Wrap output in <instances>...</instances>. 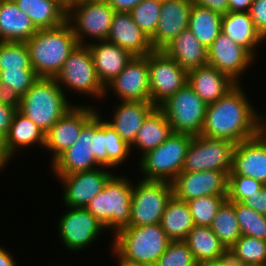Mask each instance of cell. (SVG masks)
Masks as SVG:
<instances>
[{
    "mask_svg": "<svg viewBox=\"0 0 266 266\" xmlns=\"http://www.w3.org/2000/svg\"><path fill=\"white\" fill-rule=\"evenodd\" d=\"M116 12H130L143 0H105Z\"/></svg>",
    "mask_w": 266,
    "mask_h": 266,
    "instance_id": "obj_51",
    "label": "cell"
},
{
    "mask_svg": "<svg viewBox=\"0 0 266 266\" xmlns=\"http://www.w3.org/2000/svg\"><path fill=\"white\" fill-rule=\"evenodd\" d=\"M173 133L163 110L156 106L145 118L139 128L134 143L130 146L141 150V155L157 148Z\"/></svg>",
    "mask_w": 266,
    "mask_h": 266,
    "instance_id": "obj_30",
    "label": "cell"
},
{
    "mask_svg": "<svg viewBox=\"0 0 266 266\" xmlns=\"http://www.w3.org/2000/svg\"><path fill=\"white\" fill-rule=\"evenodd\" d=\"M96 113L81 129L74 144L61 153L52 163L55 175L74 174L107 167V121Z\"/></svg>",
    "mask_w": 266,
    "mask_h": 266,
    "instance_id": "obj_2",
    "label": "cell"
},
{
    "mask_svg": "<svg viewBox=\"0 0 266 266\" xmlns=\"http://www.w3.org/2000/svg\"><path fill=\"white\" fill-rule=\"evenodd\" d=\"M106 168L102 166L90 171L56 175L60 182L64 184L63 201L66 207L85 208L89 201L103 190L107 181L114 175L109 170L106 171Z\"/></svg>",
    "mask_w": 266,
    "mask_h": 266,
    "instance_id": "obj_19",
    "label": "cell"
},
{
    "mask_svg": "<svg viewBox=\"0 0 266 266\" xmlns=\"http://www.w3.org/2000/svg\"><path fill=\"white\" fill-rule=\"evenodd\" d=\"M222 266H243L241 258L235 253L231 247L225 248L218 257Z\"/></svg>",
    "mask_w": 266,
    "mask_h": 266,
    "instance_id": "obj_50",
    "label": "cell"
},
{
    "mask_svg": "<svg viewBox=\"0 0 266 266\" xmlns=\"http://www.w3.org/2000/svg\"><path fill=\"white\" fill-rule=\"evenodd\" d=\"M191 0L162 1L159 22L150 39L154 50H163L183 30L188 28Z\"/></svg>",
    "mask_w": 266,
    "mask_h": 266,
    "instance_id": "obj_21",
    "label": "cell"
},
{
    "mask_svg": "<svg viewBox=\"0 0 266 266\" xmlns=\"http://www.w3.org/2000/svg\"><path fill=\"white\" fill-rule=\"evenodd\" d=\"M31 65L39 77L55 78L65 60L78 45L71 24L39 29L26 42Z\"/></svg>",
    "mask_w": 266,
    "mask_h": 266,
    "instance_id": "obj_3",
    "label": "cell"
},
{
    "mask_svg": "<svg viewBox=\"0 0 266 266\" xmlns=\"http://www.w3.org/2000/svg\"><path fill=\"white\" fill-rule=\"evenodd\" d=\"M163 51L187 72L208 65L206 47L201 44L189 28L183 30Z\"/></svg>",
    "mask_w": 266,
    "mask_h": 266,
    "instance_id": "obj_27",
    "label": "cell"
},
{
    "mask_svg": "<svg viewBox=\"0 0 266 266\" xmlns=\"http://www.w3.org/2000/svg\"><path fill=\"white\" fill-rule=\"evenodd\" d=\"M197 262L217 260L225 249L209 226H194L183 240Z\"/></svg>",
    "mask_w": 266,
    "mask_h": 266,
    "instance_id": "obj_34",
    "label": "cell"
},
{
    "mask_svg": "<svg viewBox=\"0 0 266 266\" xmlns=\"http://www.w3.org/2000/svg\"><path fill=\"white\" fill-rule=\"evenodd\" d=\"M65 95L55 78L39 77L21 97L18 111L46 133L74 106Z\"/></svg>",
    "mask_w": 266,
    "mask_h": 266,
    "instance_id": "obj_5",
    "label": "cell"
},
{
    "mask_svg": "<svg viewBox=\"0 0 266 266\" xmlns=\"http://www.w3.org/2000/svg\"><path fill=\"white\" fill-rule=\"evenodd\" d=\"M39 79L33 68L0 70V82L14 89L21 97Z\"/></svg>",
    "mask_w": 266,
    "mask_h": 266,
    "instance_id": "obj_43",
    "label": "cell"
},
{
    "mask_svg": "<svg viewBox=\"0 0 266 266\" xmlns=\"http://www.w3.org/2000/svg\"><path fill=\"white\" fill-rule=\"evenodd\" d=\"M196 266H222L219 260L197 262Z\"/></svg>",
    "mask_w": 266,
    "mask_h": 266,
    "instance_id": "obj_56",
    "label": "cell"
},
{
    "mask_svg": "<svg viewBox=\"0 0 266 266\" xmlns=\"http://www.w3.org/2000/svg\"><path fill=\"white\" fill-rule=\"evenodd\" d=\"M240 85L207 105L201 135L238 144L261 132L262 113L255 110Z\"/></svg>",
    "mask_w": 266,
    "mask_h": 266,
    "instance_id": "obj_1",
    "label": "cell"
},
{
    "mask_svg": "<svg viewBox=\"0 0 266 266\" xmlns=\"http://www.w3.org/2000/svg\"><path fill=\"white\" fill-rule=\"evenodd\" d=\"M37 29L14 0H0V41L26 42Z\"/></svg>",
    "mask_w": 266,
    "mask_h": 266,
    "instance_id": "obj_26",
    "label": "cell"
},
{
    "mask_svg": "<svg viewBox=\"0 0 266 266\" xmlns=\"http://www.w3.org/2000/svg\"><path fill=\"white\" fill-rule=\"evenodd\" d=\"M172 195L173 187L169 182L141 179L133 184L128 226L159 224Z\"/></svg>",
    "mask_w": 266,
    "mask_h": 266,
    "instance_id": "obj_11",
    "label": "cell"
},
{
    "mask_svg": "<svg viewBox=\"0 0 266 266\" xmlns=\"http://www.w3.org/2000/svg\"><path fill=\"white\" fill-rule=\"evenodd\" d=\"M253 0H229V12H249Z\"/></svg>",
    "mask_w": 266,
    "mask_h": 266,
    "instance_id": "obj_52",
    "label": "cell"
},
{
    "mask_svg": "<svg viewBox=\"0 0 266 266\" xmlns=\"http://www.w3.org/2000/svg\"><path fill=\"white\" fill-rule=\"evenodd\" d=\"M243 266H266V265L244 264Z\"/></svg>",
    "mask_w": 266,
    "mask_h": 266,
    "instance_id": "obj_59",
    "label": "cell"
},
{
    "mask_svg": "<svg viewBox=\"0 0 266 266\" xmlns=\"http://www.w3.org/2000/svg\"><path fill=\"white\" fill-rule=\"evenodd\" d=\"M188 84L208 105L222 98L237 83L215 67L205 65L188 72Z\"/></svg>",
    "mask_w": 266,
    "mask_h": 266,
    "instance_id": "obj_24",
    "label": "cell"
},
{
    "mask_svg": "<svg viewBox=\"0 0 266 266\" xmlns=\"http://www.w3.org/2000/svg\"><path fill=\"white\" fill-rule=\"evenodd\" d=\"M265 185L251 177L242 175H228L227 199L235 202H243L251 198L256 192L261 191Z\"/></svg>",
    "mask_w": 266,
    "mask_h": 266,
    "instance_id": "obj_42",
    "label": "cell"
},
{
    "mask_svg": "<svg viewBox=\"0 0 266 266\" xmlns=\"http://www.w3.org/2000/svg\"><path fill=\"white\" fill-rule=\"evenodd\" d=\"M11 160L5 153L3 148V142L0 141V170L7 166L8 161Z\"/></svg>",
    "mask_w": 266,
    "mask_h": 266,
    "instance_id": "obj_55",
    "label": "cell"
},
{
    "mask_svg": "<svg viewBox=\"0 0 266 266\" xmlns=\"http://www.w3.org/2000/svg\"><path fill=\"white\" fill-rule=\"evenodd\" d=\"M160 225L172 241L184 240L195 226L188 203L172 195L166 204Z\"/></svg>",
    "mask_w": 266,
    "mask_h": 266,
    "instance_id": "obj_32",
    "label": "cell"
},
{
    "mask_svg": "<svg viewBox=\"0 0 266 266\" xmlns=\"http://www.w3.org/2000/svg\"><path fill=\"white\" fill-rule=\"evenodd\" d=\"M106 41L133 56H147L154 51L150 38L134 23L129 12H115Z\"/></svg>",
    "mask_w": 266,
    "mask_h": 266,
    "instance_id": "obj_22",
    "label": "cell"
},
{
    "mask_svg": "<svg viewBox=\"0 0 266 266\" xmlns=\"http://www.w3.org/2000/svg\"><path fill=\"white\" fill-rule=\"evenodd\" d=\"M222 17L211 9L192 4L188 28L206 49L221 33Z\"/></svg>",
    "mask_w": 266,
    "mask_h": 266,
    "instance_id": "obj_33",
    "label": "cell"
},
{
    "mask_svg": "<svg viewBox=\"0 0 266 266\" xmlns=\"http://www.w3.org/2000/svg\"><path fill=\"white\" fill-rule=\"evenodd\" d=\"M242 203L256 212L266 215V185L261 191L256 192L254 196L245 199Z\"/></svg>",
    "mask_w": 266,
    "mask_h": 266,
    "instance_id": "obj_48",
    "label": "cell"
},
{
    "mask_svg": "<svg viewBox=\"0 0 266 266\" xmlns=\"http://www.w3.org/2000/svg\"><path fill=\"white\" fill-rule=\"evenodd\" d=\"M58 222L59 238L70 251L84 249L99 238L105 227L83 207H70Z\"/></svg>",
    "mask_w": 266,
    "mask_h": 266,
    "instance_id": "obj_14",
    "label": "cell"
},
{
    "mask_svg": "<svg viewBox=\"0 0 266 266\" xmlns=\"http://www.w3.org/2000/svg\"><path fill=\"white\" fill-rule=\"evenodd\" d=\"M110 247L122 258L154 266L172 241L159 224L127 226L115 235Z\"/></svg>",
    "mask_w": 266,
    "mask_h": 266,
    "instance_id": "obj_4",
    "label": "cell"
},
{
    "mask_svg": "<svg viewBox=\"0 0 266 266\" xmlns=\"http://www.w3.org/2000/svg\"><path fill=\"white\" fill-rule=\"evenodd\" d=\"M45 147V132L18 110L14 113L8 134L3 141L6 155L11 159L17 149L34 145Z\"/></svg>",
    "mask_w": 266,
    "mask_h": 266,
    "instance_id": "obj_28",
    "label": "cell"
},
{
    "mask_svg": "<svg viewBox=\"0 0 266 266\" xmlns=\"http://www.w3.org/2000/svg\"><path fill=\"white\" fill-rule=\"evenodd\" d=\"M227 196L207 195L187 201L196 226H210Z\"/></svg>",
    "mask_w": 266,
    "mask_h": 266,
    "instance_id": "obj_38",
    "label": "cell"
},
{
    "mask_svg": "<svg viewBox=\"0 0 266 266\" xmlns=\"http://www.w3.org/2000/svg\"><path fill=\"white\" fill-rule=\"evenodd\" d=\"M37 30L60 26L67 20V10L56 0H14Z\"/></svg>",
    "mask_w": 266,
    "mask_h": 266,
    "instance_id": "obj_31",
    "label": "cell"
},
{
    "mask_svg": "<svg viewBox=\"0 0 266 266\" xmlns=\"http://www.w3.org/2000/svg\"><path fill=\"white\" fill-rule=\"evenodd\" d=\"M115 12L105 0H77L67 11V21L78 44H88V36L91 42L107 40Z\"/></svg>",
    "mask_w": 266,
    "mask_h": 266,
    "instance_id": "obj_9",
    "label": "cell"
},
{
    "mask_svg": "<svg viewBox=\"0 0 266 266\" xmlns=\"http://www.w3.org/2000/svg\"><path fill=\"white\" fill-rule=\"evenodd\" d=\"M261 132L266 136V128H261Z\"/></svg>",
    "mask_w": 266,
    "mask_h": 266,
    "instance_id": "obj_60",
    "label": "cell"
},
{
    "mask_svg": "<svg viewBox=\"0 0 266 266\" xmlns=\"http://www.w3.org/2000/svg\"><path fill=\"white\" fill-rule=\"evenodd\" d=\"M133 182L124 175H113L102 191L86 205V209L115 235L130 221Z\"/></svg>",
    "mask_w": 266,
    "mask_h": 266,
    "instance_id": "obj_6",
    "label": "cell"
},
{
    "mask_svg": "<svg viewBox=\"0 0 266 266\" xmlns=\"http://www.w3.org/2000/svg\"><path fill=\"white\" fill-rule=\"evenodd\" d=\"M174 133L198 136L202 132L207 104L188 82L159 106Z\"/></svg>",
    "mask_w": 266,
    "mask_h": 266,
    "instance_id": "obj_10",
    "label": "cell"
},
{
    "mask_svg": "<svg viewBox=\"0 0 266 266\" xmlns=\"http://www.w3.org/2000/svg\"><path fill=\"white\" fill-rule=\"evenodd\" d=\"M32 68L25 42L0 41V70Z\"/></svg>",
    "mask_w": 266,
    "mask_h": 266,
    "instance_id": "obj_39",
    "label": "cell"
},
{
    "mask_svg": "<svg viewBox=\"0 0 266 266\" xmlns=\"http://www.w3.org/2000/svg\"><path fill=\"white\" fill-rule=\"evenodd\" d=\"M173 195L185 202L201 196H227L228 175L223 171H181L172 182Z\"/></svg>",
    "mask_w": 266,
    "mask_h": 266,
    "instance_id": "obj_16",
    "label": "cell"
},
{
    "mask_svg": "<svg viewBox=\"0 0 266 266\" xmlns=\"http://www.w3.org/2000/svg\"><path fill=\"white\" fill-rule=\"evenodd\" d=\"M234 209L242 235L266 240V215L256 212L242 202L234 201Z\"/></svg>",
    "mask_w": 266,
    "mask_h": 266,
    "instance_id": "obj_36",
    "label": "cell"
},
{
    "mask_svg": "<svg viewBox=\"0 0 266 266\" xmlns=\"http://www.w3.org/2000/svg\"><path fill=\"white\" fill-rule=\"evenodd\" d=\"M192 138L189 134L173 132L157 148L143 154L138 162L142 179L172 183L183 169Z\"/></svg>",
    "mask_w": 266,
    "mask_h": 266,
    "instance_id": "obj_7",
    "label": "cell"
},
{
    "mask_svg": "<svg viewBox=\"0 0 266 266\" xmlns=\"http://www.w3.org/2000/svg\"><path fill=\"white\" fill-rule=\"evenodd\" d=\"M120 101H150L149 67L147 56H133L122 72L105 86Z\"/></svg>",
    "mask_w": 266,
    "mask_h": 266,
    "instance_id": "obj_17",
    "label": "cell"
},
{
    "mask_svg": "<svg viewBox=\"0 0 266 266\" xmlns=\"http://www.w3.org/2000/svg\"><path fill=\"white\" fill-rule=\"evenodd\" d=\"M0 103L13 107L19 110L21 103V96L8 87V85L0 82Z\"/></svg>",
    "mask_w": 266,
    "mask_h": 266,
    "instance_id": "obj_47",
    "label": "cell"
},
{
    "mask_svg": "<svg viewBox=\"0 0 266 266\" xmlns=\"http://www.w3.org/2000/svg\"><path fill=\"white\" fill-rule=\"evenodd\" d=\"M98 79L105 87L117 77L133 55L106 40L88 43Z\"/></svg>",
    "mask_w": 266,
    "mask_h": 266,
    "instance_id": "obj_23",
    "label": "cell"
},
{
    "mask_svg": "<svg viewBox=\"0 0 266 266\" xmlns=\"http://www.w3.org/2000/svg\"><path fill=\"white\" fill-rule=\"evenodd\" d=\"M13 107L0 103V141L3 142L8 134L14 113Z\"/></svg>",
    "mask_w": 266,
    "mask_h": 266,
    "instance_id": "obj_46",
    "label": "cell"
},
{
    "mask_svg": "<svg viewBox=\"0 0 266 266\" xmlns=\"http://www.w3.org/2000/svg\"><path fill=\"white\" fill-rule=\"evenodd\" d=\"M228 175L251 177L266 185V136L262 132L235 145Z\"/></svg>",
    "mask_w": 266,
    "mask_h": 266,
    "instance_id": "obj_20",
    "label": "cell"
},
{
    "mask_svg": "<svg viewBox=\"0 0 266 266\" xmlns=\"http://www.w3.org/2000/svg\"><path fill=\"white\" fill-rule=\"evenodd\" d=\"M244 264L266 265V240L242 235L231 246Z\"/></svg>",
    "mask_w": 266,
    "mask_h": 266,
    "instance_id": "obj_40",
    "label": "cell"
},
{
    "mask_svg": "<svg viewBox=\"0 0 266 266\" xmlns=\"http://www.w3.org/2000/svg\"><path fill=\"white\" fill-rule=\"evenodd\" d=\"M208 65L229 76L237 84L239 78L256 59L246 48L233 42L222 31L207 49Z\"/></svg>",
    "mask_w": 266,
    "mask_h": 266,
    "instance_id": "obj_18",
    "label": "cell"
},
{
    "mask_svg": "<svg viewBox=\"0 0 266 266\" xmlns=\"http://www.w3.org/2000/svg\"><path fill=\"white\" fill-rule=\"evenodd\" d=\"M108 154V168L114 169L121 165L130 155V145H128L107 122V146L105 147ZM116 166V167H115Z\"/></svg>",
    "mask_w": 266,
    "mask_h": 266,
    "instance_id": "obj_44",
    "label": "cell"
},
{
    "mask_svg": "<svg viewBox=\"0 0 266 266\" xmlns=\"http://www.w3.org/2000/svg\"><path fill=\"white\" fill-rule=\"evenodd\" d=\"M13 256L9 254L2 246L0 247V266H16Z\"/></svg>",
    "mask_w": 266,
    "mask_h": 266,
    "instance_id": "obj_53",
    "label": "cell"
},
{
    "mask_svg": "<svg viewBox=\"0 0 266 266\" xmlns=\"http://www.w3.org/2000/svg\"><path fill=\"white\" fill-rule=\"evenodd\" d=\"M155 107L150 101H121L113 112V120L107 122L131 146L143 121Z\"/></svg>",
    "mask_w": 266,
    "mask_h": 266,
    "instance_id": "obj_25",
    "label": "cell"
},
{
    "mask_svg": "<svg viewBox=\"0 0 266 266\" xmlns=\"http://www.w3.org/2000/svg\"><path fill=\"white\" fill-rule=\"evenodd\" d=\"M111 250H112V253H114L118 259V266H146V265H142L140 263L128 261V260L122 258L113 248H111Z\"/></svg>",
    "mask_w": 266,
    "mask_h": 266,
    "instance_id": "obj_54",
    "label": "cell"
},
{
    "mask_svg": "<svg viewBox=\"0 0 266 266\" xmlns=\"http://www.w3.org/2000/svg\"><path fill=\"white\" fill-rule=\"evenodd\" d=\"M234 143L226 139L193 136L186 153L182 171H223L227 175L233 167Z\"/></svg>",
    "mask_w": 266,
    "mask_h": 266,
    "instance_id": "obj_12",
    "label": "cell"
},
{
    "mask_svg": "<svg viewBox=\"0 0 266 266\" xmlns=\"http://www.w3.org/2000/svg\"><path fill=\"white\" fill-rule=\"evenodd\" d=\"M261 128H266V113L261 114Z\"/></svg>",
    "mask_w": 266,
    "mask_h": 266,
    "instance_id": "obj_58",
    "label": "cell"
},
{
    "mask_svg": "<svg viewBox=\"0 0 266 266\" xmlns=\"http://www.w3.org/2000/svg\"><path fill=\"white\" fill-rule=\"evenodd\" d=\"M221 31L253 56L256 55L255 47L265 40L255 29L249 12H228L223 15Z\"/></svg>",
    "mask_w": 266,
    "mask_h": 266,
    "instance_id": "obj_29",
    "label": "cell"
},
{
    "mask_svg": "<svg viewBox=\"0 0 266 266\" xmlns=\"http://www.w3.org/2000/svg\"><path fill=\"white\" fill-rule=\"evenodd\" d=\"M150 102L160 106L188 82V72L163 50L148 54Z\"/></svg>",
    "mask_w": 266,
    "mask_h": 266,
    "instance_id": "obj_13",
    "label": "cell"
},
{
    "mask_svg": "<svg viewBox=\"0 0 266 266\" xmlns=\"http://www.w3.org/2000/svg\"><path fill=\"white\" fill-rule=\"evenodd\" d=\"M193 4L206 7L221 15L229 12V0H191Z\"/></svg>",
    "mask_w": 266,
    "mask_h": 266,
    "instance_id": "obj_49",
    "label": "cell"
},
{
    "mask_svg": "<svg viewBox=\"0 0 266 266\" xmlns=\"http://www.w3.org/2000/svg\"><path fill=\"white\" fill-rule=\"evenodd\" d=\"M209 227L225 248L231 247L242 236L234 209V201L226 199L222 203Z\"/></svg>",
    "mask_w": 266,
    "mask_h": 266,
    "instance_id": "obj_35",
    "label": "cell"
},
{
    "mask_svg": "<svg viewBox=\"0 0 266 266\" xmlns=\"http://www.w3.org/2000/svg\"><path fill=\"white\" fill-rule=\"evenodd\" d=\"M55 80L64 91L68 88L75 93L91 95L90 97H97V99H102L107 95L105 87L97 77L91 50L87 44H78L74 48L60 72L55 76Z\"/></svg>",
    "mask_w": 266,
    "mask_h": 266,
    "instance_id": "obj_8",
    "label": "cell"
},
{
    "mask_svg": "<svg viewBox=\"0 0 266 266\" xmlns=\"http://www.w3.org/2000/svg\"><path fill=\"white\" fill-rule=\"evenodd\" d=\"M76 105V106H75ZM96 107L74 104L46 133L45 147L50 150L52 163L70 148L80 135L82 127L97 113Z\"/></svg>",
    "mask_w": 266,
    "mask_h": 266,
    "instance_id": "obj_15",
    "label": "cell"
},
{
    "mask_svg": "<svg viewBox=\"0 0 266 266\" xmlns=\"http://www.w3.org/2000/svg\"><path fill=\"white\" fill-rule=\"evenodd\" d=\"M162 1L143 0L129 13L134 23L151 39L156 31Z\"/></svg>",
    "mask_w": 266,
    "mask_h": 266,
    "instance_id": "obj_37",
    "label": "cell"
},
{
    "mask_svg": "<svg viewBox=\"0 0 266 266\" xmlns=\"http://www.w3.org/2000/svg\"><path fill=\"white\" fill-rule=\"evenodd\" d=\"M255 29L266 41V0H253L249 10Z\"/></svg>",
    "mask_w": 266,
    "mask_h": 266,
    "instance_id": "obj_45",
    "label": "cell"
},
{
    "mask_svg": "<svg viewBox=\"0 0 266 266\" xmlns=\"http://www.w3.org/2000/svg\"><path fill=\"white\" fill-rule=\"evenodd\" d=\"M56 1L68 11L77 0H56Z\"/></svg>",
    "mask_w": 266,
    "mask_h": 266,
    "instance_id": "obj_57",
    "label": "cell"
},
{
    "mask_svg": "<svg viewBox=\"0 0 266 266\" xmlns=\"http://www.w3.org/2000/svg\"><path fill=\"white\" fill-rule=\"evenodd\" d=\"M196 259L183 240L171 241L154 266H196Z\"/></svg>",
    "mask_w": 266,
    "mask_h": 266,
    "instance_id": "obj_41",
    "label": "cell"
}]
</instances>
